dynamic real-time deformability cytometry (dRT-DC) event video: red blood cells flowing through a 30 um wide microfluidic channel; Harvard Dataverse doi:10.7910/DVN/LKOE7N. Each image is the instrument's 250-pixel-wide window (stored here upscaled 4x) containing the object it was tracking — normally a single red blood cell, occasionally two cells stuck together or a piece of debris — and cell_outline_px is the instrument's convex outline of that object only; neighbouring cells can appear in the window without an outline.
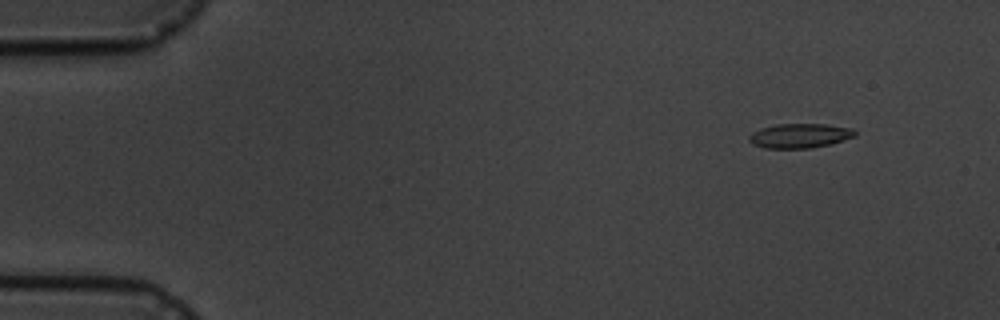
{"species": "common noctule bat (a hibernating species)", "species_latin": "Nyctalus noctula", "temperature_condition": "cold", "stored_images_in_passage": 2, "camera_frame_rate_fps": 3000, "um_per_image_px": 0.085, "animal": {"sex": "male", "body_mass_g": 19.5, "forearm_length_mm": 54.6}, "frame": {"image": 1, "passage_image": 2, "time_ms": 1.333, "image_size_px": [1000, 320], "cell_outline_px": [[856, 136], [832, 144], [812, 148], [764, 148], [752, 144], [748, 140], [748, 136], [752, 132], [760, 128], [776, 124], [824, 124], [852, 128], [856, 132]], "centroid_in_image_um": [67.97, 11.54], "position_along_channel_um": 17.0, "area_um2": 15.26}}